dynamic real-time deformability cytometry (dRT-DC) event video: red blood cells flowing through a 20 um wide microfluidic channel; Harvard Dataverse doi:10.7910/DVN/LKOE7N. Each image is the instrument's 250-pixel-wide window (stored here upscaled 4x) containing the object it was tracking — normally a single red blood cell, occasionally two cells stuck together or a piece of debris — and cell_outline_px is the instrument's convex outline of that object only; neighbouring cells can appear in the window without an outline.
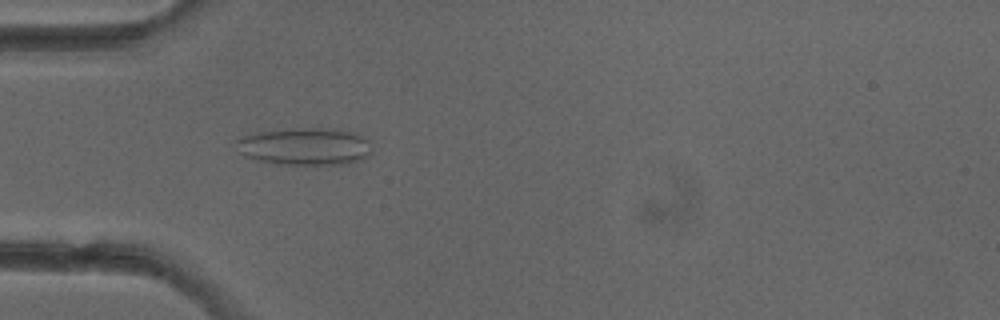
{"species": "common noctule bat (a hibernating species)", "species_latin": "Nyctalus noctula", "temperature_condition": "cold", "stored_images_in_passage": 5, "camera_frame_rate_fps": 3000, "um_per_image_px": 0.085, "animal": {"sex": "female"}, "frame": {"image": 1, "passage_image": 5, "time_ms": 4.667, "image_size_px": [1000, 320], "cell_outline_px": [[372, 152], [368, 156], [360, 160], [348, 164], [316, 168], [276, 164], [244, 156], [240, 152], [236, 140], [244, 136], [256, 132], [292, 128], [340, 128], [352, 132], [368, 140], [372, 148]], "centroid_in_image_um": [25.98, 12.49], "position_along_channel_um": 59.0, "area_um2": 30.69}}